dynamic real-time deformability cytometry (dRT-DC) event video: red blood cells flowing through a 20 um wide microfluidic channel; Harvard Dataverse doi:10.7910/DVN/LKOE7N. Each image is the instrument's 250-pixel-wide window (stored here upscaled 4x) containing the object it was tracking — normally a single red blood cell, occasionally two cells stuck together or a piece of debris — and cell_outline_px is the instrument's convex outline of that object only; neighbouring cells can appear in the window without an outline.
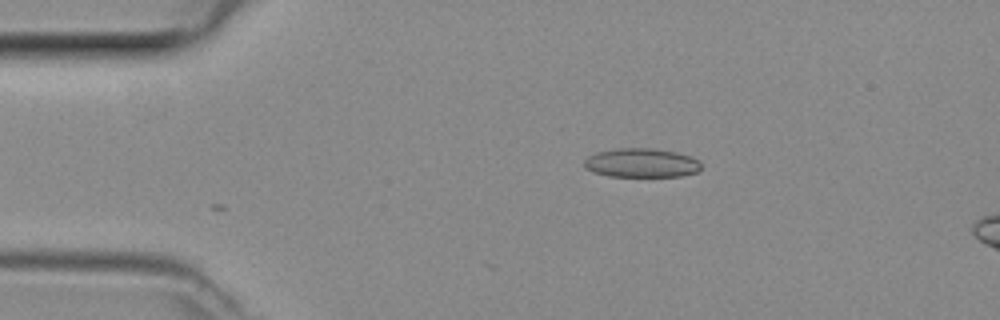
{"species": "common noctule bat (a hibernating species)", "species_latin": "Nyctalus noctula", "temperature_condition": "room temperature", "stored_images_in_passage": 3, "camera_frame_rate_fps": 3000, "um_per_image_px": 0.085, "animal": {"sex": "female", "body_mass_g": 29.2, "forearm_length_mm": 56.3}, "frame": {"image": 1, "passage_image": 1, "time_ms": 0.0, "image_size_px": [1000, 320], "cell_outline_px": [[700, 168], [696, 172], [680, 176], [608, 176], [592, 172], [584, 168], [584, 160], [588, 156], [596, 152], [616, 148], [652, 148], [676, 152], [692, 156], [700, 160]], "centroid_in_image_um": [54.5, 13.84], "position_along_channel_um": 30.5, "area_um2": 19.94}}